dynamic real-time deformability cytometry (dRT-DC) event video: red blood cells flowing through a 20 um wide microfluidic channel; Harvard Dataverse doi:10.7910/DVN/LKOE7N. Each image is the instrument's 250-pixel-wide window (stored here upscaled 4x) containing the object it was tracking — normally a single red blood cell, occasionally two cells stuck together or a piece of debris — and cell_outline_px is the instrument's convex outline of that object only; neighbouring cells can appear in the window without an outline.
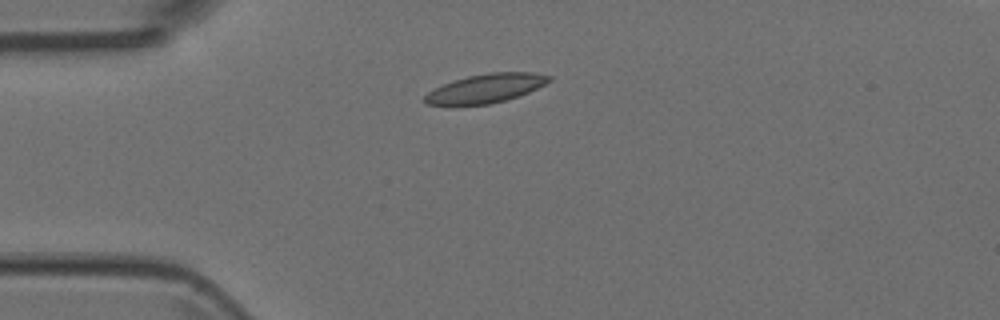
{"species": "Egyptian fruit bat (a non-hibernating species)", "species_latin": "Rousettus aegyptiacus", "temperature_condition": "room temperature", "stored_images_in_passage": 1, "camera_frame_rate_fps": 3000, "um_per_image_px": 0.085, "animal": {"sex": "female"}, "frame": {"image": 1, "passage_image": 1, "time_ms": 0.0, "image_size_px": [1000, 320], "cell_outline_px": [[552, 80], [528, 92], [504, 100], [488, 104], [424, 104], [424, 96], [428, 92], [444, 84], [468, 76], [488, 72], [536, 72], [552, 76]], "centroid_in_image_um": [41.33, 7.48], "position_along_channel_um": 43.7, "area_um2": 20.46}}